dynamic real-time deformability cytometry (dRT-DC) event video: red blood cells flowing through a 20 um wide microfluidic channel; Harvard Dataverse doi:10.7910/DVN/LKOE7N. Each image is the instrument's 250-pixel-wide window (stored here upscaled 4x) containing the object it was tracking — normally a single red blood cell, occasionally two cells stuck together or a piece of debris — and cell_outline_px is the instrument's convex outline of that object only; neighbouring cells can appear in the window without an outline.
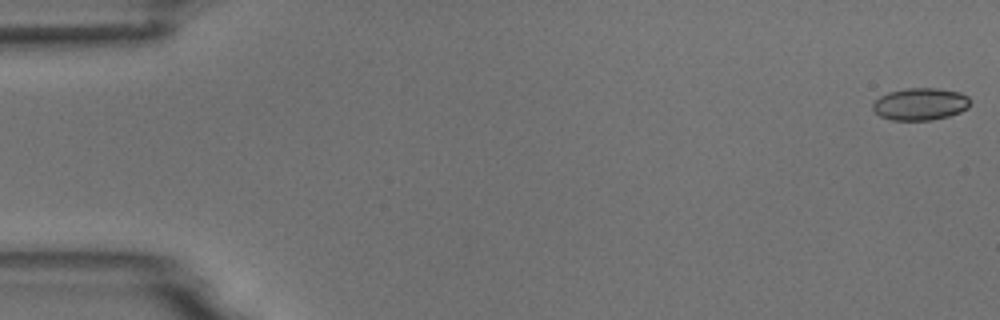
{"species": "common noctule bat (a hibernating species)", "species_latin": "Nyctalus noctula", "temperature_condition": "room temperature", "stored_images_in_passage": 5, "camera_frame_rate_fps": 3000, "um_per_image_px": 0.085, "animal": {"sex": "male", "body_mass_g": 18.8}, "frame": {"image": 1, "passage_image": 1, "time_ms": 0.0, "image_size_px": [1000, 320], "cell_outline_px": [[968, 108], [960, 112], [948, 116], [932, 120], [892, 120], [880, 116], [872, 108], [872, 104], [880, 96], [888, 92], [908, 88], [936, 88], [960, 92], [968, 96]], "centroid_in_image_um": [78.21, 8.84], "position_along_channel_um": 6.8, "area_um2": 18.21}}
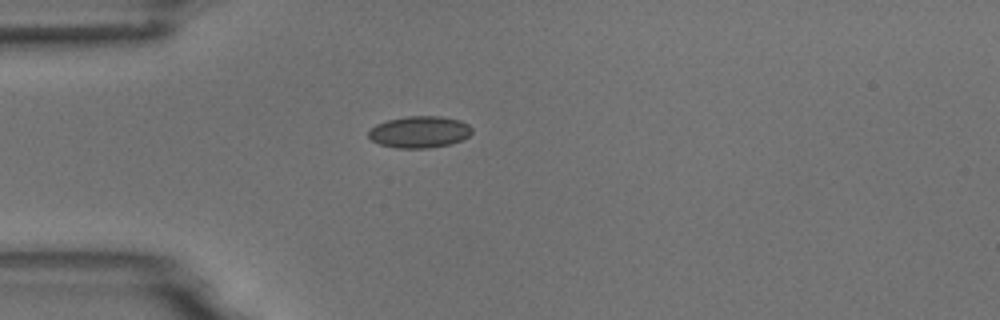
{"frame": {"image": 2, "passage_image": 5, "time_ms": 4.667, "image_size_px": [1000, 320], "cell_outline_px": [[472, 132], [468, 136], [452, 144], [428, 148], [396, 148], [380, 144], [372, 140], [368, 136], [368, 132], [376, 124], [388, 120], [408, 116], [440, 116], [460, 120], [468, 124], [472, 128]], "centroid_in_image_um": [35.67, 11.22], "position_along_channel_um": 49.3, "area_um2": 19.07}}